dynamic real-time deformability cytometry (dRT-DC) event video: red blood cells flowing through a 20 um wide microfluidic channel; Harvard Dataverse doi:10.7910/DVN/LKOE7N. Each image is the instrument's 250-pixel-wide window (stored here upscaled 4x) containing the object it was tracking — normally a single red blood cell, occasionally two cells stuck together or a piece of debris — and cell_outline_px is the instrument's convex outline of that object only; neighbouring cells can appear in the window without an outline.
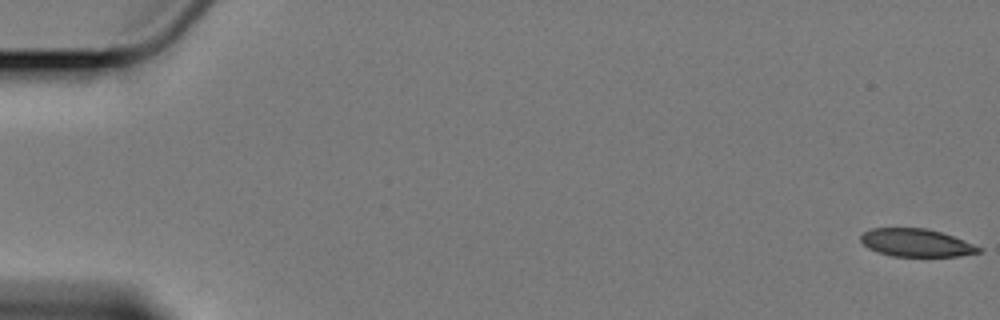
{"species": "Egyptian fruit bat (a non-hibernating species)", "species_latin": "Rousettus aegyptiacus", "temperature_condition": "cold", "stored_images_in_passage": 60, "camera_frame_rate_fps": 3000, "um_per_image_px": 0.085, "animal": {"sex": "female"}, "frame": {"image": 1, "passage_image": 1, "time_ms": 0.0, "image_size_px": [1000, 320], "cell_outline_px": [[980, 252], [960, 256], [892, 256], [868, 248], [860, 240], [860, 236], [864, 232], [872, 228], [924, 228], [940, 232], [964, 240], [980, 248]], "centroid_in_image_um": [77.85, 20.63], "position_along_channel_um": 7.1, "area_um2": 18.84}}
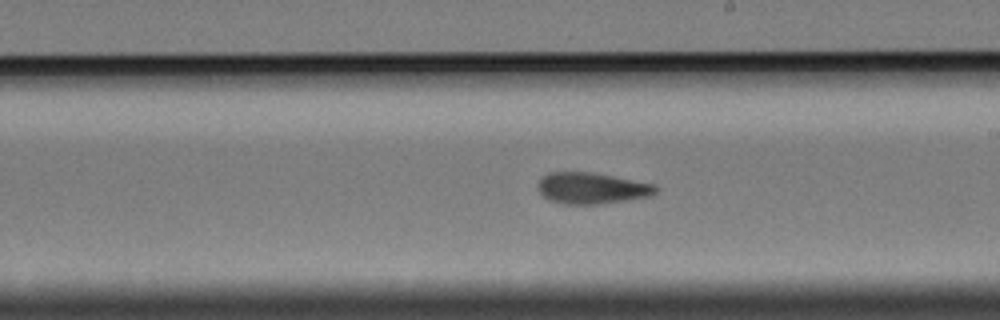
{"frame": {"image": 2, "passage_image": 35, "time_ms": 11.333, "image_size_px": [1000, 320], "cell_outline_px": [[660, 188], [652, 196], [628, 200], [596, 204], [564, 204], [552, 200], [544, 196], [536, 188], [540, 180], [548, 172], [592, 172], [656, 184]], "centroid_in_image_um": [50.35, 15.99], "position_along_channel_um": 238.7, "area_um2": 21.5}}
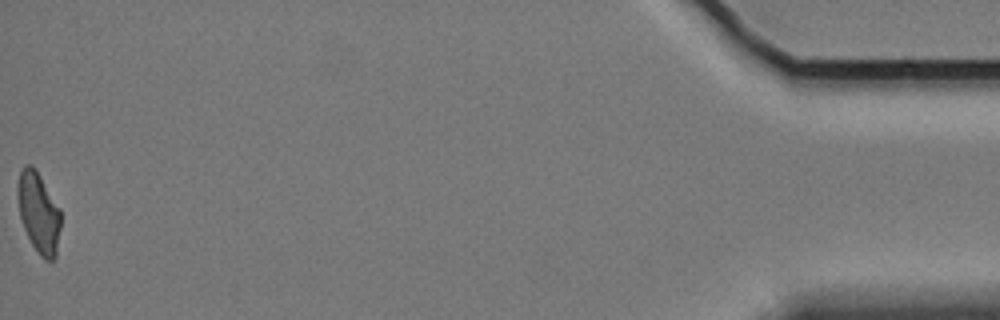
{"frame": {"image": 3, "passage_image": 60, "time_ms": 19.667, "image_size_px": [1000, 320], "cell_outline_px": [[60, 228], [56, 256], [52, 260], [44, 260], [40, 256], [32, 244], [24, 228], [20, 216], [16, 192], [16, 188], [20, 168], [24, 164], [32, 164], [36, 168], [60, 208]], "centroid_in_image_um": [3.27, 18.01], "position_along_channel_um": 431.9, "area_um2": 20.52}, "authors_computed_cell_mechanics": {"area_um2": 21.3571, "velocity_mm_per_s": 3.4045, "shape_relaxation_time_tau1_ms": null, "shape_relaxation_time_tau2_ms": 4.9542, "deformation_change_tau1": null, "deformation_change_tau2": 0.1151}}